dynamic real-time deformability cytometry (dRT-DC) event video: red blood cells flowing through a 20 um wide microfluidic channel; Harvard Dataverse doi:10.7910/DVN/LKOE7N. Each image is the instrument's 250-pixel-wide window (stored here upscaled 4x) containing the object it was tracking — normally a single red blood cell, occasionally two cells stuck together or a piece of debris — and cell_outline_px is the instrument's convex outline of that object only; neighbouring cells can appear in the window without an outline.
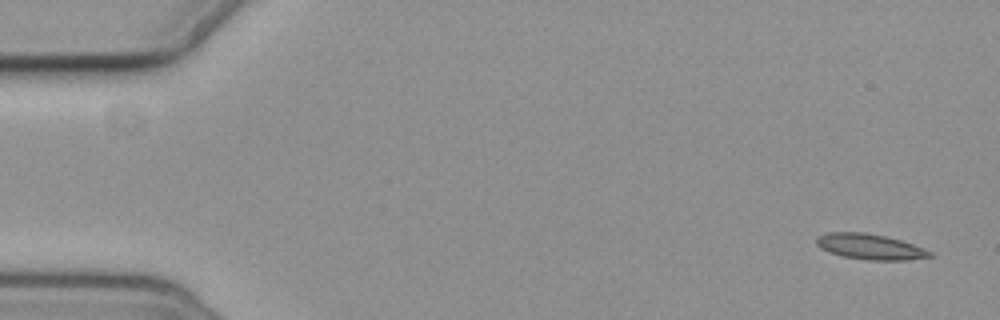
{"species": "common noctule bat (a hibernating species)", "species_latin": "Nyctalus noctula", "temperature_condition": "cold", "stored_images_in_passage": 6, "camera_frame_rate_fps": 3000, "um_per_image_px": 0.085, "animal": {"sex": "female", "body_mass_g": 19.3, "forearm_length_mm": 54.1}, "frame": {"image": 1, "passage_image": 1, "time_ms": 0.0, "image_size_px": [1000, 320], "cell_outline_px": [[936, 256], [904, 260], [868, 260], [844, 256], [828, 252], [820, 248], [816, 244], [816, 236], [828, 232], [864, 232], [884, 236], [900, 240], [924, 248], [932, 252]], "centroid_in_image_um": [73.94, 20.96], "position_along_channel_um": 11.1, "area_um2": 16.88}}